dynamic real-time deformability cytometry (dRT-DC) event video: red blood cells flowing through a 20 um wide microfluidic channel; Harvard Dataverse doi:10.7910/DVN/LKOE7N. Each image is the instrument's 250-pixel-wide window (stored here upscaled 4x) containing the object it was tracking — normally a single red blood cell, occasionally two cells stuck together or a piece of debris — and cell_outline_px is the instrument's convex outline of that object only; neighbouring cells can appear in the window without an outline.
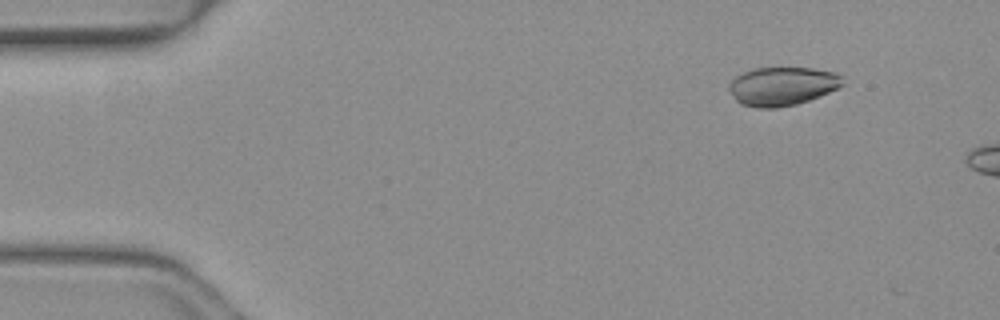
{"species": "common noctule bat (a hibernating species)", "species_latin": "Nyctalus noctula", "temperature_condition": "warm", "stored_images_in_passage": 8, "camera_frame_rate_fps": 3000, "um_per_image_px": 0.085, "animal": {"sex": "female", "body_mass_g": 19.3, "forearm_length_mm": 54.1}, "frame": {"image": 1, "passage_image": 6, "time_ms": 1.667, "image_size_px": [1000, 320], "cell_outline_px": [[844, 84], [820, 96], [796, 104], [776, 108], [760, 108], [740, 104], [736, 100], [728, 88], [728, 84], [736, 76], [744, 72], [756, 68], [812, 68], [832, 72], [840, 76]], "centroid_in_image_um": [66.45, 7.33], "position_along_channel_um": 18.5, "area_um2": 25.26}}